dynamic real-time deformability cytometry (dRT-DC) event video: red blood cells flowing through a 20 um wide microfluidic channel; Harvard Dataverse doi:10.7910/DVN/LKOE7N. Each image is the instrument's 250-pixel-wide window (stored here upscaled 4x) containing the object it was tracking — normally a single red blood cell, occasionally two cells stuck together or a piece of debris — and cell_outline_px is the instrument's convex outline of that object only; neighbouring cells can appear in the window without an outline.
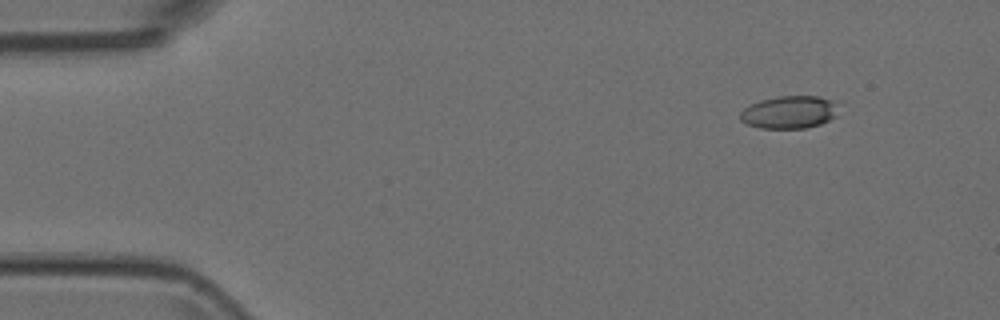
{"species": "Egyptian fruit bat (a non-hibernating species)", "species_latin": "Rousettus aegyptiacus", "temperature_condition": "room temperature", "stored_images_in_passage": 4, "camera_frame_rate_fps": 3000, "um_per_image_px": 0.085, "animal": {"sex": "female"}, "frame": {"image": 1, "passage_image": 1, "time_ms": 0.0, "image_size_px": [1000, 320], "cell_outline_px": [[836, 116], [820, 124], [804, 128], [760, 128], [748, 124], [740, 120], [740, 112], [744, 108], [760, 100], [776, 96], [820, 96], [832, 100], [836, 104]], "centroid_in_image_um": [67.07, 9.53], "position_along_channel_um": 17.9, "area_um2": 18.61}}
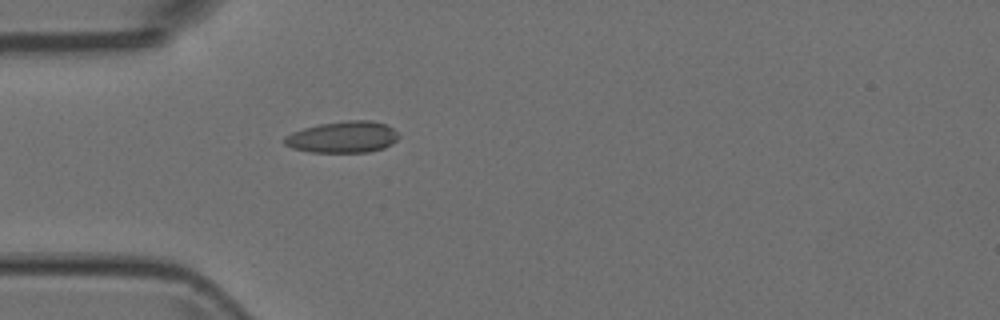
{"frame": {"image": 2, "passage_image": 4, "time_ms": 1.0, "image_size_px": [1000, 320], "cell_outline_px": [[400, 136], [392, 144], [384, 148], [368, 152], [308, 152], [292, 148], [284, 144], [284, 136], [292, 132], [304, 128], [320, 124], [348, 120], [372, 120], [384, 124], [392, 128]], "centroid_in_image_um": [29.13, 11.65], "position_along_channel_um": 55.9, "area_um2": 20.98}}